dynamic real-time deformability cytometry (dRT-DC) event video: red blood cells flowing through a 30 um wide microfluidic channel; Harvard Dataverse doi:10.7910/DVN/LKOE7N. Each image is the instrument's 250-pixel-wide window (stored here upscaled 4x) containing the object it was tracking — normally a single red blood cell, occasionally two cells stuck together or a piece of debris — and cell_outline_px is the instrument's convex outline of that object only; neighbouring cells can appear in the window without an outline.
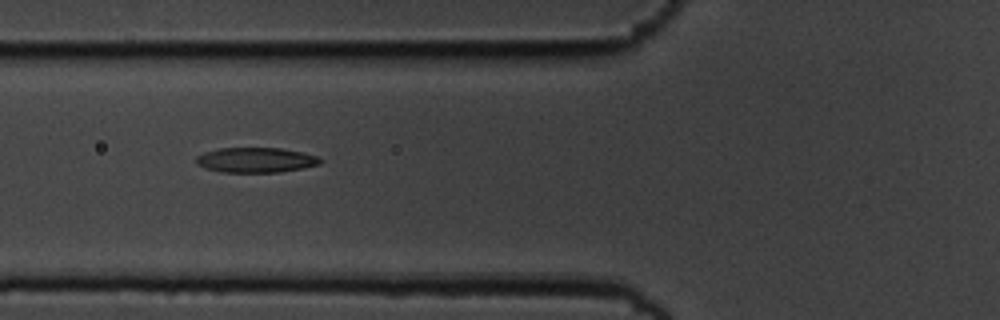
{"species": "common noctule bat (a hibernating species)", "species_latin": "Nyctalus noctula", "temperature_condition": "cold", "stored_images_in_passage": 7, "camera_frame_rate_fps": 3000, "um_per_image_px": 0.085, "animal": {"sex": "male", "body_mass_g": 19.5, "forearm_length_mm": 54.6}, "frame": {"image": 1, "passage_image": 5, "time_ms": 1.333, "image_size_px": [1000, 320], "cell_outline_px": [[324, 160], [320, 164], [304, 168], [280, 172], [220, 172], [204, 168], [196, 164], [196, 156], [204, 152], [220, 148], [280, 148], [304, 152], [320, 156]], "centroid_in_image_um": [21.78, 13.6], "position_along_channel_um": 104.0, "area_um2": 18.38}}
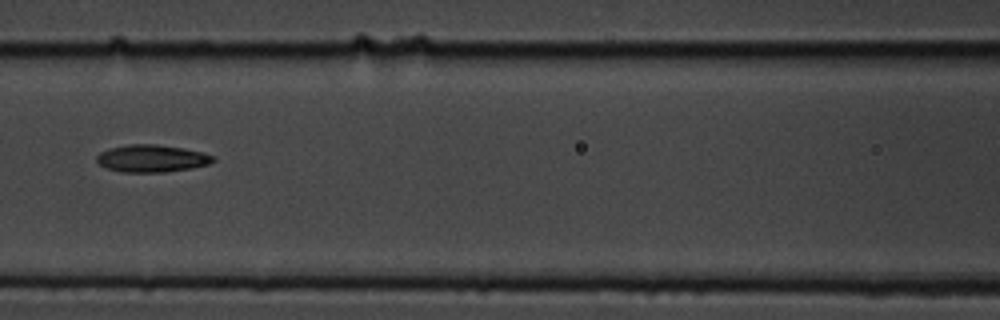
{"frame": {"image": 2, "passage_image": 6, "time_ms": 1.667, "image_size_px": [1000, 320], "cell_outline_px": [[216, 160], [208, 164], [192, 168], [164, 172], [120, 172], [108, 168], [100, 164], [96, 160], [96, 156], [100, 152], [112, 148], [128, 144], [156, 144], [184, 148], [204, 152], [216, 156]], "centroid_in_image_um": [12.95, 13.46], "position_along_channel_um": 153.7, "area_um2": 18.61}}
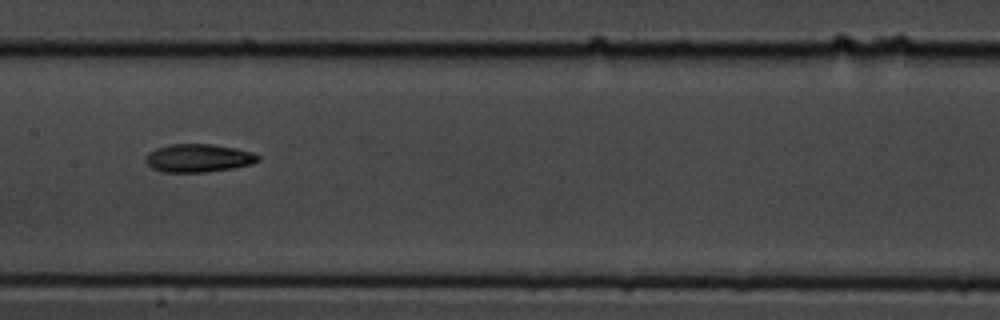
{"frame": {"image": 3, "passage_image": 7, "time_ms": 2.0, "image_size_px": [1000, 320], "cell_outline_px": [[260, 160], [252, 164], [232, 168], [208, 172], [164, 172], [152, 168], [144, 160], [144, 156], [148, 152], [156, 148], [168, 144], [212, 144], [236, 148], [252, 152], [260, 156]], "centroid_in_image_um": [16.85, 13.43], "position_along_channel_um": 190.6, "area_um2": 18.61}}